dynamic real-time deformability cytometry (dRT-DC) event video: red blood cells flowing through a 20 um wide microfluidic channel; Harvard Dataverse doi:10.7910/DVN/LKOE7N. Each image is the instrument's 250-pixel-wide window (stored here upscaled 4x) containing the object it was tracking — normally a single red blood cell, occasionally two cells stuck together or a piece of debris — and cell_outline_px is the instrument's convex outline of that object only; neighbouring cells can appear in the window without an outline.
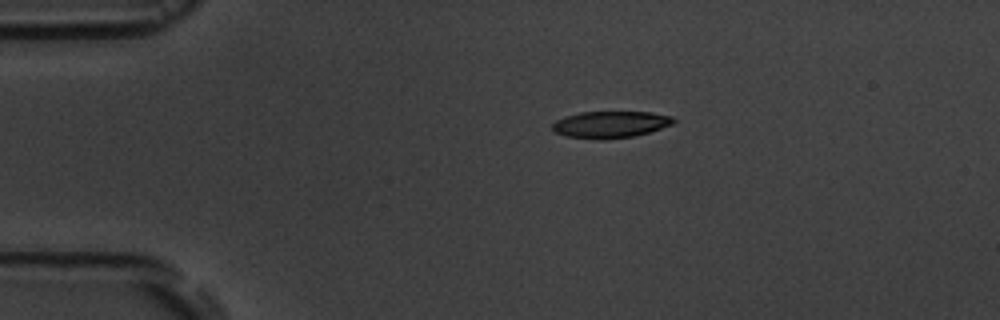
{"species": "common noctule bat (a hibernating species)", "species_latin": "Nyctalus noctula", "temperature_condition": "room temperature", "stored_images_in_passage": 2, "camera_frame_rate_fps": 3000, "um_per_image_px": 0.085, "animal": {"sex": "male", "body_mass_g": 19.5, "forearm_length_mm": 54.6}, "frame": {"image": 1, "passage_image": 1, "time_ms": 0.0, "image_size_px": [1000, 320], "cell_outline_px": [[676, 120], [672, 124], [648, 132], [632, 136], [604, 140], [600, 140], [564, 136], [552, 132], [552, 124], [556, 120], [564, 116], [580, 112], [648, 112], [672, 116]], "centroid_in_image_um": [51.81, 10.58], "position_along_channel_um": 33.2, "area_um2": 18.96}}